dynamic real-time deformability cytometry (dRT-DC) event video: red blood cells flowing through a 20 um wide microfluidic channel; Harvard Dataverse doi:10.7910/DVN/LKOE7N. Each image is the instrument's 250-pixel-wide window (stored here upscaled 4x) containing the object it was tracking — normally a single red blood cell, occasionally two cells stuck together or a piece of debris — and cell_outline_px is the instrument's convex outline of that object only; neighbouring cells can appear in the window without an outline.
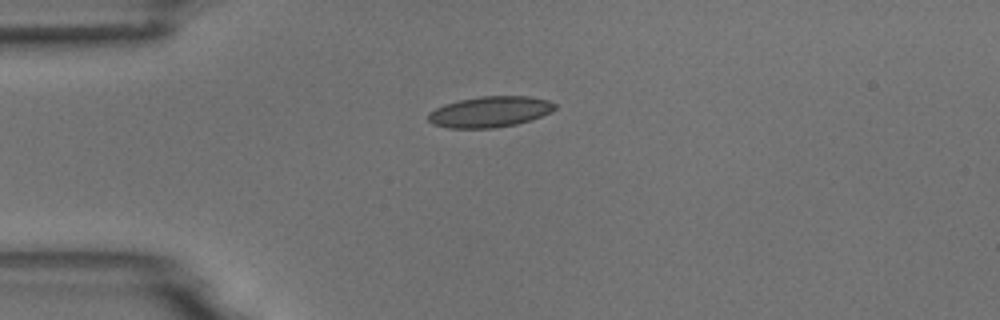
{"species": "common noctule bat (a hibernating species)", "species_latin": "Nyctalus noctula", "temperature_condition": "room temperature", "stored_images_in_passage": 5, "camera_frame_rate_fps": 3000, "um_per_image_px": 0.085, "animal": {"sex": "male", "body_mass_g": 18.8}, "frame": {"image": 1, "passage_image": 1, "time_ms": 0.0, "image_size_px": [1000, 320], "cell_outline_px": [[556, 108], [552, 112], [516, 124], [496, 128], [448, 128], [432, 124], [428, 120], [428, 112], [444, 104], [460, 100], [480, 96], [528, 96], [548, 100], [556, 104]], "centroid_in_image_um": [41.62, 9.5], "position_along_channel_um": 43.4, "area_um2": 22.77}}